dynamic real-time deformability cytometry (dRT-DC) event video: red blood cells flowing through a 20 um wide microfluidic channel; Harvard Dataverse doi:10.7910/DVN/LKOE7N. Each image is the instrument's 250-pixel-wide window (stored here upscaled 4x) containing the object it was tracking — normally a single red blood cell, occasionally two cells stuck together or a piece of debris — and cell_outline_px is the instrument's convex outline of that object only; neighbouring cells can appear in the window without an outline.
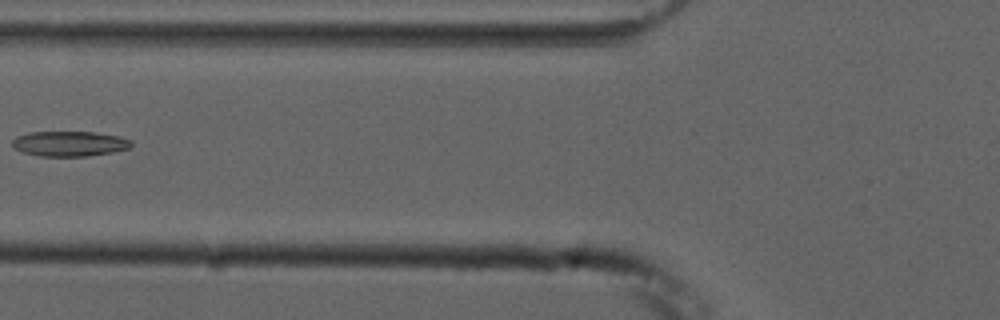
{"species": "common noctule bat (a hibernating species)", "species_latin": "Nyctalus noctula", "temperature_condition": "cold", "stored_images_in_passage": 6, "camera_frame_rate_fps": 3000, "um_per_image_px": 0.085, "animal": {"sex": "male", "forearm_length_mm": 52.5}, "frame": {"image": 1, "passage_image": 5, "time_ms": 5.667, "image_size_px": [1000, 320], "cell_outline_px": [[132, 144], [128, 148], [112, 152], [88, 156], [40, 156], [24, 152], [12, 148], [12, 140], [16, 136], [28, 132], [96, 132], [120, 136], [132, 140]], "centroid_in_image_um": [5.89, 12.2], "position_along_channel_um": 119.9, "area_um2": 17.51}}
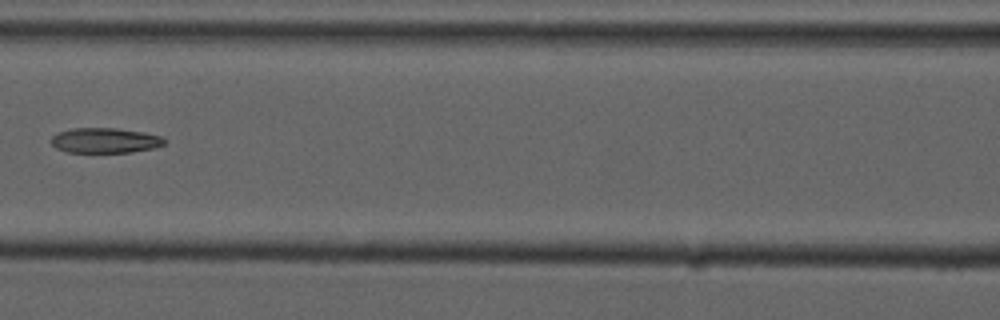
{"frame": {"image": 2, "passage_image": 6, "time_ms": 6.667, "image_size_px": [1000, 320], "cell_outline_px": [[168, 140], [164, 144], [152, 148], [132, 152], [68, 152], [56, 148], [52, 144], [52, 136], [60, 132], [72, 128], [116, 128], [144, 132], [160, 136]], "centroid_in_image_um": [8.95, 11.93], "position_along_channel_um": 157.7, "area_um2": 16.47}}